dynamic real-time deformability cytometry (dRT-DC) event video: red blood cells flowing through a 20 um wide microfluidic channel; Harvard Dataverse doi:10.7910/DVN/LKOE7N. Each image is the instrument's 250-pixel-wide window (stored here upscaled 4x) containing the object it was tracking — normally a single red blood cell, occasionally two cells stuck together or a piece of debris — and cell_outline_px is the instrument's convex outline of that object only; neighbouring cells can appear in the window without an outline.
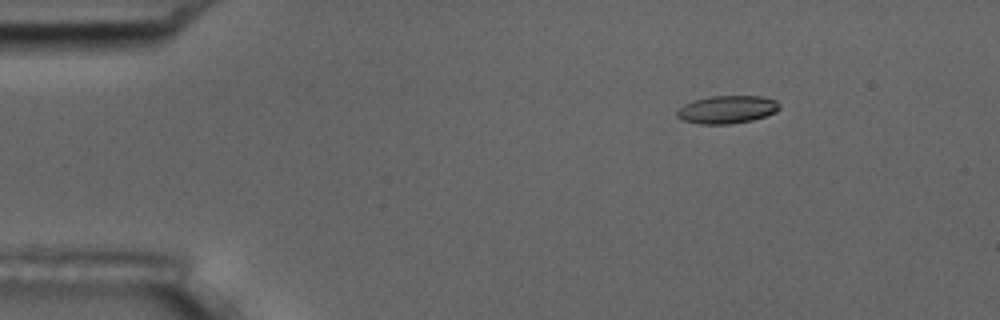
{"species": "common noctule bat (a hibernating species)", "species_latin": "Nyctalus noctula", "temperature_condition": "room temperature", "stored_images_in_passage": 9, "camera_frame_rate_fps": 3000, "um_per_image_px": 0.085, "animal": {"sex": "male", "body_mass_g": 17.5, "forearm_length_mm": 52.3}, "frame": {"image": 1, "passage_image": 2, "time_ms": 1.333, "image_size_px": [1000, 320], "cell_outline_px": [[780, 108], [776, 112], [752, 120], [728, 124], [700, 124], [684, 120], [676, 116], [676, 112], [684, 104], [696, 100], [712, 96], [760, 96], [776, 100], [780, 104]], "centroid_in_image_um": [61.82, 9.31], "position_along_channel_um": 23.2, "area_um2": 16.47}}
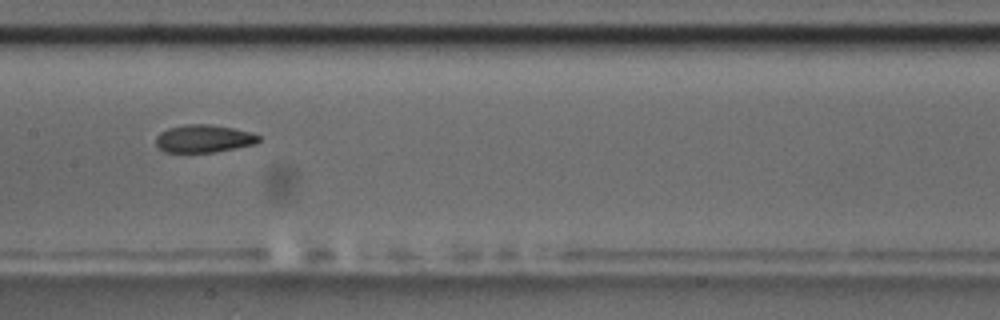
{"frame": {"image": 2, "passage_image": 8, "time_ms": 8.0, "image_size_px": [1000, 320], "cell_outline_px": [[260, 140], [256, 144], [216, 152], [164, 152], [156, 144], [156, 136], [160, 132], [168, 128], [188, 124], [208, 124], [232, 128], [248, 132], [260, 136]], "centroid_in_image_um": [17.31, 11.79], "position_along_channel_um": 190.1, "area_um2": 16.53}}
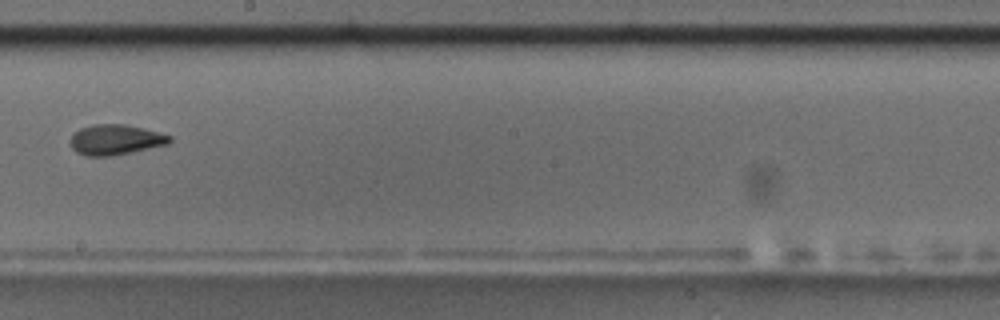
{"frame": {"image": 3, "passage_image": 9, "time_ms": 9.333, "image_size_px": [1000, 320], "cell_outline_px": [[172, 140], [168, 144], [132, 152], [112, 156], [88, 156], [76, 152], [72, 148], [68, 140], [80, 128], [92, 124], [124, 124], [144, 128], [172, 136]], "centroid_in_image_um": [9.81, 11.87], "position_along_channel_um": 238.4, "area_um2": 17.63}}